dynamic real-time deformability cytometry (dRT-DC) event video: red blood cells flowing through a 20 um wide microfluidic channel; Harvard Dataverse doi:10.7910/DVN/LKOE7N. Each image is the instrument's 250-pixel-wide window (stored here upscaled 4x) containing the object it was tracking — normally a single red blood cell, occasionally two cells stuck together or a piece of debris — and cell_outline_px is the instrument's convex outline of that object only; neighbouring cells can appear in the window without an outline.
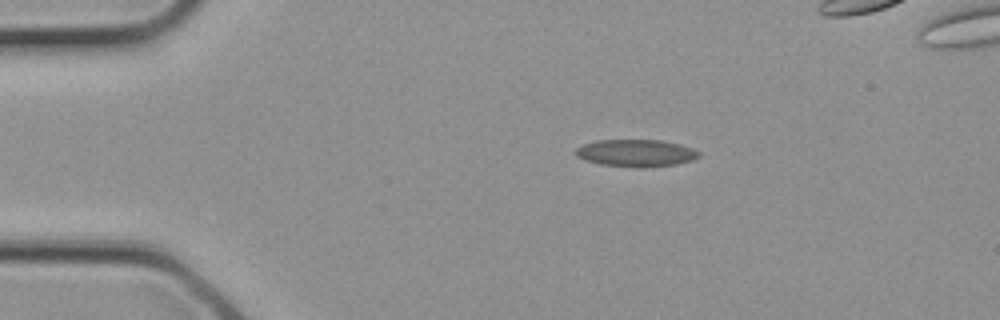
{"species": "common noctule bat (a hibernating species)", "species_latin": "Nyctalus noctula", "temperature_condition": "cold", "stored_images_in_passage": 4, "camera_frame_rate_fps": 3000, "um_per_image_px": 0.085, "animal": {"sex": "female", "body_mass_g": 21.9}, "frame": {"image": 1, "passage_image": 2, "time_ms": 0.333, "image_size_px": [1000, 320], "cell_outline_px": [[700, 156], [692, 160], [676, 164], [644, 168], [600, 164], [584, 160], [576, 156], [572, 152], [576, 148], [584, 144], [596, 140], [664, 140], [680, 144], [692, 148], [700, 152]], "centroid_in_image_um": [54.04, 13.0], "position_along_channel_um": 31.0, "area_um2": 19.71}}